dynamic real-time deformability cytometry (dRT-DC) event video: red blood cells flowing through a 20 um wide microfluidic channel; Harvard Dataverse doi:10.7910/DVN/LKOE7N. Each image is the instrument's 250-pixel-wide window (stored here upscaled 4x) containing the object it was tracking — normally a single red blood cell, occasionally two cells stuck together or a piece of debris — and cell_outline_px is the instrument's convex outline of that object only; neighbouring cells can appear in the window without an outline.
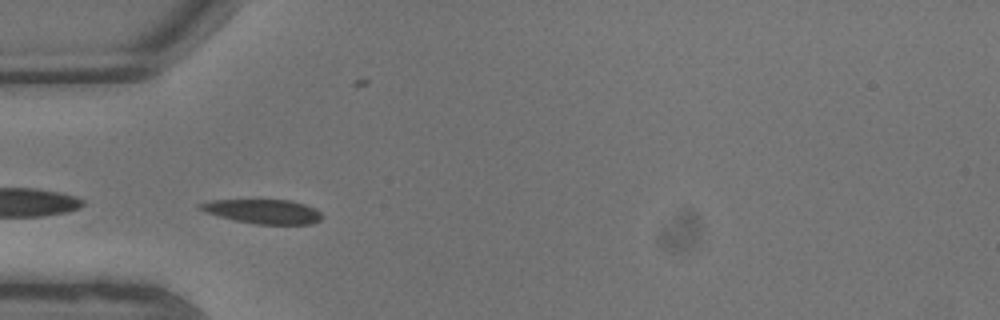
{"species": "common noctule bat (a hibernating species)", "species_latin": "Nyctalus noctula", "temperature_condition": "warm", "stored_images_in_passage": 7, "camera_frame_rate_fps": 3000, "um_per_image_px": 0.085, "animal": {"sex": "male", "body_mass_g": 13.3}, "frame": {"image": 1, "passage_image": 4, "time_ms": 1.0, "image_size_px": [1000, 320], "cell_outline_px": [[324, 216], [320, 220], [312, 224], [256, 224], [236, 220], [204, 212], [200, 208], [200, 204], [212, 200], [292, 200], [316, 208]], "centroid_in_image_um": [22.44, 17.97], "position_along_channel_um": 62.6, "area_um2": 17.11}}